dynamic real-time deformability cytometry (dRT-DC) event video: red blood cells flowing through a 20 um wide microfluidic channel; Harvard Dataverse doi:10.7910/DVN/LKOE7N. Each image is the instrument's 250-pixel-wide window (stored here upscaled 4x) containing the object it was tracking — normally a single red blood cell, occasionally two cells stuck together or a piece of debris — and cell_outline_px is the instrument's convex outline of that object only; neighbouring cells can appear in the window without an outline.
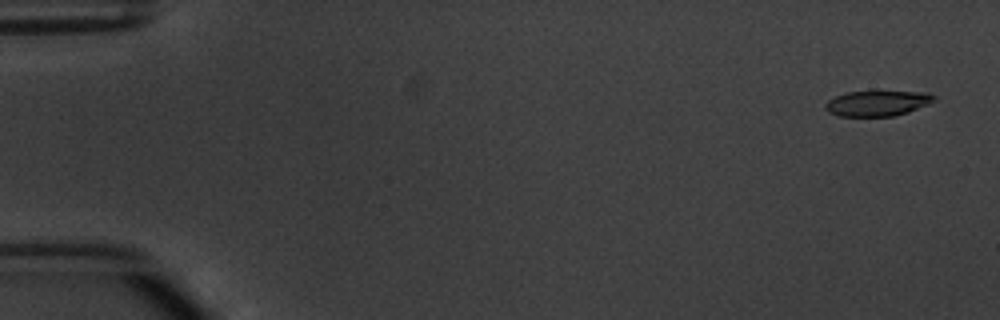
{"species": "common noctule bat (a hibernating species)", "species_latin": "Nyctalus noctula", "temperature_condition": "warm", "stored_images_in_passage": 6, "segment_of_instrument_passage": [2, 2], "camera_frame_rate_fps": 3000, "um_per_image_px": 0.085, "animal": {"sex": "male", "body_mass_g": 20.1, "forearm_length_mm": 53.5}, "frame": {"image": 1, "passage_image": 6, "time_ms": 6.667, "image_size_px": [1000, 320], "cell_outline_px": [[936, 100], [928, 104], [908, 112], [892, 116], [840, 116], [828, 112], [824, 108], [824, 104], [828, 100], [836, 96], [848, 92], [876, 88], [928, 92], [936, 96]], "centroid_in_image_um": [74.61, 8.71], "position_along_channel_um": 10.4, "area_um2": 17.11}}